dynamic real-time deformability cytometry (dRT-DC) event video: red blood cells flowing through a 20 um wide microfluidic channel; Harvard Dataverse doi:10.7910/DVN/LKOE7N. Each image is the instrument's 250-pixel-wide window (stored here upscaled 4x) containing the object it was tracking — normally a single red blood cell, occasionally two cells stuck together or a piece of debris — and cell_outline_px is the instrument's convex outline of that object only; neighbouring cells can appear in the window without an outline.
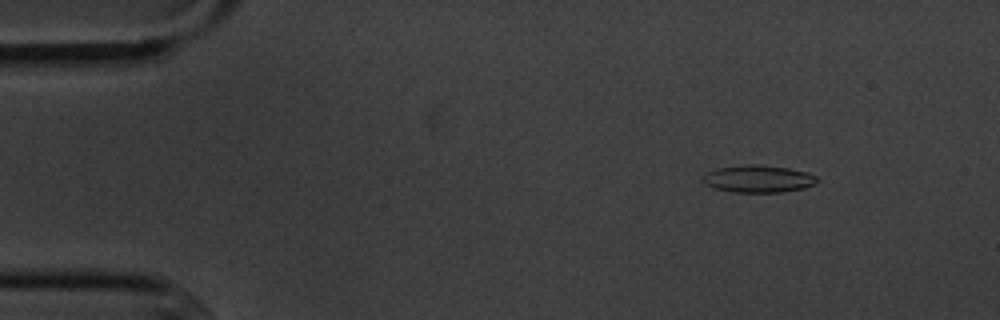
{"species": "common noctule bat (a hibernating species)", "species_latin": "Nyctalus noctula", "temperature_condition": "cold", "stored_images_in_passage": 8, "camera_frame_rate_fps": 3000, "um_per_image_px": 0.085, "animal": {"sex": "male", "body_mass_g": 20.1, "forearm_length_mm": 53.5}, "frame": {"image": 1, "passage_image": 2, "time_ms": 1.0, "image_size_px": [1000, 320], "cell_outline_px": [[820, 180], [804, 188], [784, 192], [732, 192], [716, 188], [704, 184], [700, 176], [704, 172], [716, 168], [752, 164], [756, 164], [788, 168], [808, 172], [816, 176]], "centroid_in_image_um": [64.41, 15.2], "position_along_channel_um": 20.6, "area_um2": 18.32}}
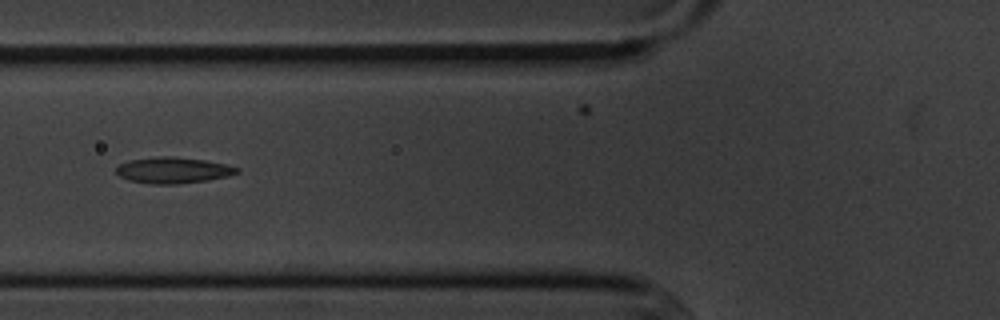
{"frame": {"image": 2, "passage_image": 6, "time_ms": 5.667, "image_size_px": [1000, 320], "cell_outline_px": [[240, 172], [228, 176], [208, 180], [176, 184], [152, 184], [128, 180], [120, 176], [116, 172], [116, 168], [120, 164], [132, 160], [160, 156], [172, 156], [204, 160], [228, 164], [240, 168]], "centroid_in_image_um": [14.76, 14.47], "position_along_channel_um": 111.0, "area_um2": 18.32}}
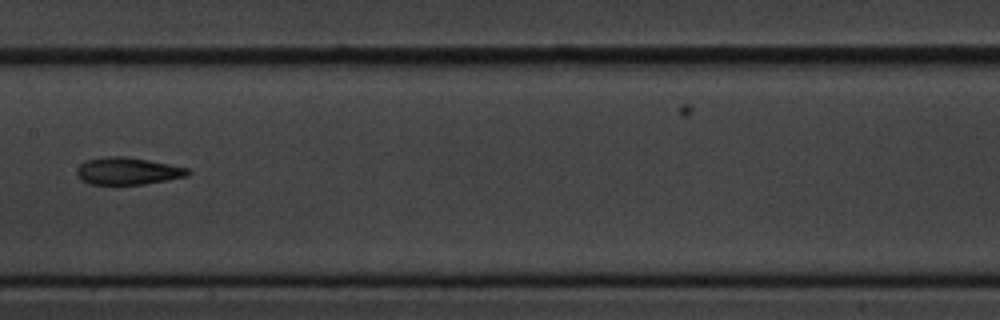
{"frame": {"image": 3, "passage_image": 8, "time_ms": 8.0, "image_size_px": [1000, 320], "cell_outline_px": [[192, 172], [188, 176], [168, 180], [144, 184], [88, 184], [80, 180], [76, 176], [76, 168], [80, 164], [88, 160], [104, 156], [128, 156], [188, 168]], "centroid_in_image_um": [10.83, 14.54], "position_along_channel_um": 196.6, "area_um2": 17.8}}